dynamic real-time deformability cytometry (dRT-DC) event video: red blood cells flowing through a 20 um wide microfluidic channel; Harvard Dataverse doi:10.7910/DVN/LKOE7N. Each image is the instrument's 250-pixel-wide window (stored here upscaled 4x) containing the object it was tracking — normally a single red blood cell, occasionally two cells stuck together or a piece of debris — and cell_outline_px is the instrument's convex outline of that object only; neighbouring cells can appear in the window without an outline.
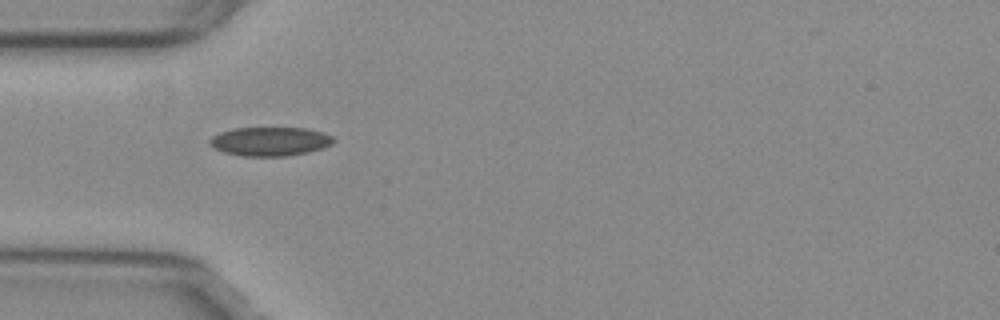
{"species": "common noctule bat (a hibernating species)", "species_latin": "Nyctalus noctula", "temperature_condition": "warm", "stored_images_in_passage": 39, "camera_frame_rate_fps": 3000, "um_per_image_px": 0.085, "animal": {"sex": "female", "body_mass_g": 29.2, "forearm_length_mm": 56.3}, "frame": {"image": 1, "passage_image": 1, "time_ms": 0.0, "image_size_px": [1000, 320], "cell_outline_px": [[336, 140], [332, 144], [324, 148], [308, 152], [288, 156], [244, 156], [224, 152], [208, 144], [208, 140], [212, 136], [220, 132], [236, 128], [308, 128], [324, 132], [332, 136]], "centroid_in_image_um": [22.99, 12.02], "position_along_channel_um": 62.0, "area_um2": 20.98}}
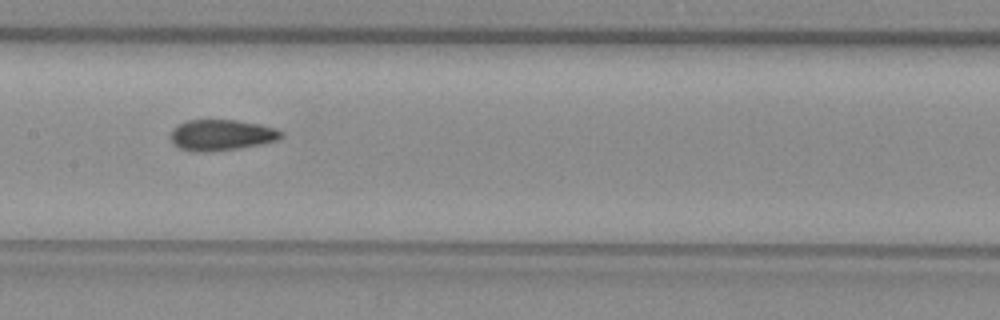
{"frame": {"image": 2, "passage_image": 11, "time_ms": 3.333, "image_size_px": [1000, 320], "cell_outline_px": [[284, 136], [280, 140], [260, 144], [236, 148], [196, 152], [180, 148], [172, 144], [172, 128], [188, 120], [236, 120], [260, 124], [276, 128], [284, 132]], "centroid_in_image_um": [18.87, 11.46], "position_along_channel_um": 188.5, "area_um2": 19.77}}
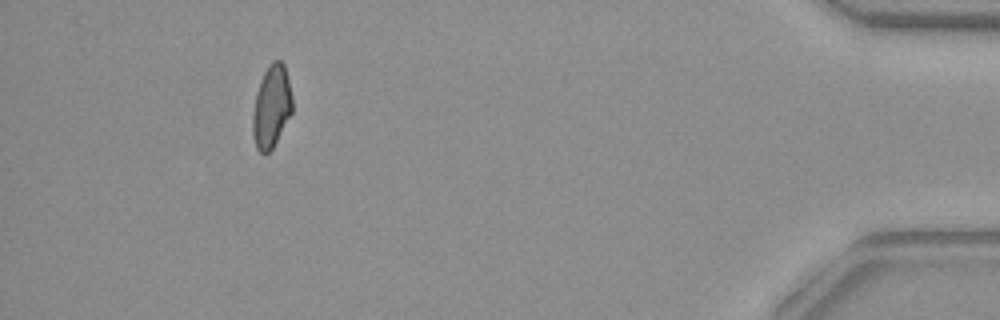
{"frame": {"image": 3, "passage_image": 34, "time_ms": 11.0, "image_size_px": [1000, 320], "cell_outline_px": [[292, 112], [272, 148], [268, 152], [260, 152], [256, 148], [252, 136], [252, 112], [256, 92], [260, 80], [268, 64], [272, 60], [280, 60], [284, 64], [292, 96]], "centroid_in_image_um": [23.05, 9.04], "position_along_channel_um": 412.1, "area_um2": 19.07}, "authors_computed_cell_mechanics": {"area_um2": 19.7676, "velocity_mm_per_s": 3.8124, "shape_relaxation_time_tau1_ms": null, "shape_relaxation_time_tau2_ms": 1.9612, "deformation_change_tau1": null, "deformation_change_tau2": 0.0698}}